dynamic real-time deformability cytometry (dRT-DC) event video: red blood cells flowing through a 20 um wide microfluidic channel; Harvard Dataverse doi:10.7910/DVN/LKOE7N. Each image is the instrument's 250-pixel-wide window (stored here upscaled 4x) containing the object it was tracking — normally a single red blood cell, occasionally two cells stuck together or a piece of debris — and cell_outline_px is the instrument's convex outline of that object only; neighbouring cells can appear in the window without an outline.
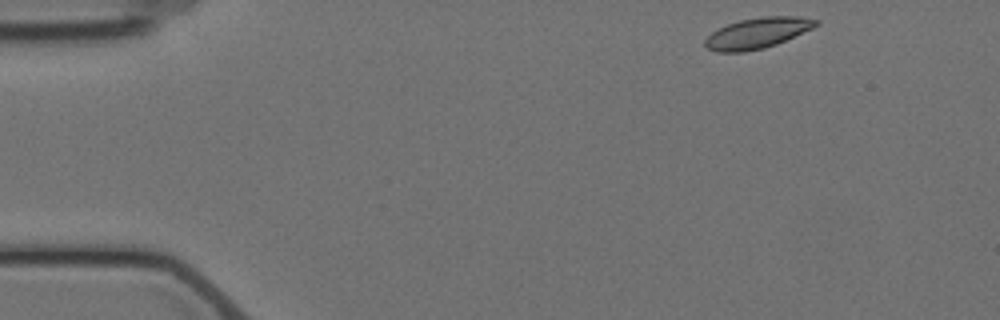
{"species": "Egyptian fruit bat (a non-hibernating species)", "species_latin": "Rousettus aegyptiacus", "temperature_condition": "cold", "stored_images_in_passage": 4, "camera_frame_rate_fps": 3000, "um_per_image_px": 0.085, "animal": {"sex": "female"}, "frame": {"image": 1, "passage_image": 1, "time_ms": 0.0, "image_size_px": [1000, 320], "cell_outline_px": [[820, 24], [812, 28], [776, 44], [764, 48], [744, 52], [716, 52], [708, 48], [704, 44], [704, 40], [712, 32], [728, 24], [740, 20], [760, 16], [800, 16], [820, 20]], "centroid_in_image_um": [64.39, 2.8], "position_along_channel_um": 20.6, "area_um2": 19.77}}
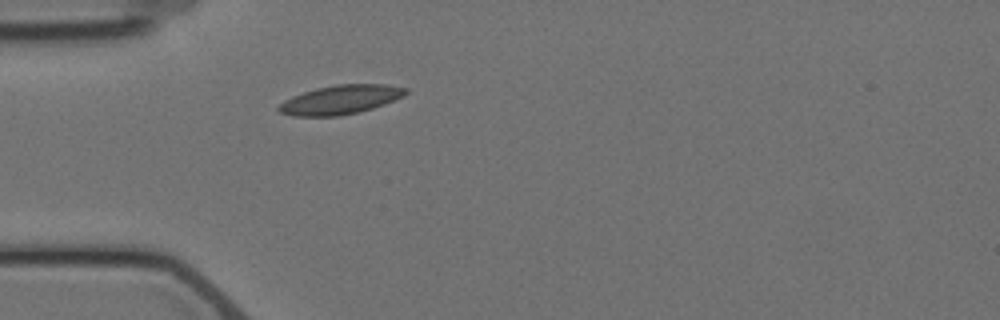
{"frame": {"image": 2, "passage_image": 4, "time_ms": 3.333, "image_size_px": [1000, 320], "cell_outline_px": [[408, 92], [404, 96], [384, 104], [372, 108], [340, 116], [292, 116], [280, 112], [276, 108], [284, 100], [292, 96], [316, 88], [336, 84], [384, 84], [408, 88]], "centroid_in_image_um": [28.93, 8.47], "position_along_channel_um": 56.1, "area_um2": 21.44}}